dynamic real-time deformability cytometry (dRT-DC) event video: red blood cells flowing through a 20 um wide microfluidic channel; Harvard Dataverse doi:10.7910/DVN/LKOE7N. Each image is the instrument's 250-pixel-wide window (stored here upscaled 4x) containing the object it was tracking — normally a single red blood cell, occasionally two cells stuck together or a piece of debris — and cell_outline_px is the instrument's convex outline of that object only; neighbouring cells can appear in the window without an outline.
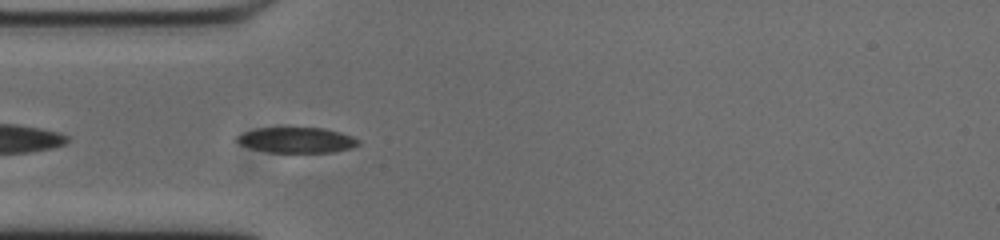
{"species": "common noctule bat (a hibernating species)", "species_latin": "Nyctalus noctula", "temperature_condition": "cold", "stored_images_in_passage": 41, "camera_frame_rate_fps": 3000, "um_per_image_px": 0.085, "animal": {"sex": "male", "body_mass_g": 20.0, "forearm_length_mm": 53.3}, "frame": {"image": 1, "passage_image": 3, "time_ms": 0.667, "image_size_px": [1000, 240], "cell_outline_px": [[360, 144], [352, 148], [332, 152], [268, 152], [240, 144], [236, 140], [236, 136], [244, 132], [256, 128], [324, 128], [340, 132], [352, 136], [360, 140]], "centroid_in_image_um": [25.26, 11.9], "position_along_channel_um": 59.7, "area_um2": 17.92}}
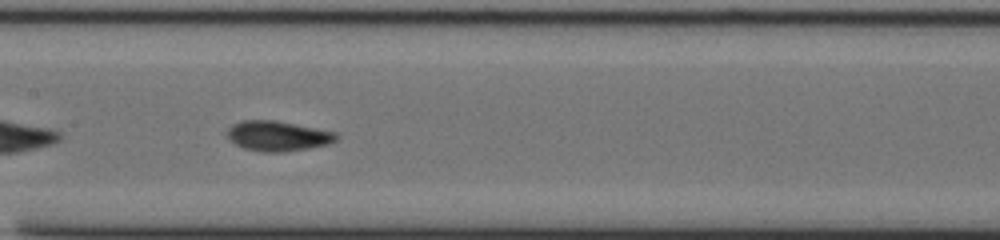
{"frame": {"image": 2, "passage_image": 13, "time_ms": 4.0, "image_size_px": [1000, 240], "cell_outline_px": [[340, 136], [336, 140], [328, 144], [280, 152], [264, 152], [244, 148], [236, 144], [224, 132], [232, 124], [240, 120], [276, 120], [336, 132]], "centroid_in_image_um": [23.59, 11.53], "position_along_channel_um": 183.8, "area_um2": 19.02}}
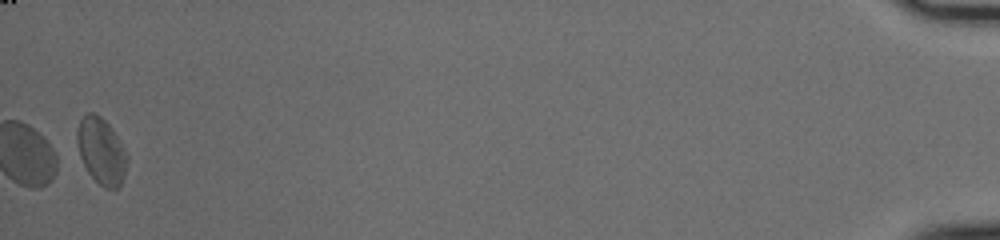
{"frame": {"image": 3, "passage_image": 41, "time_ms": 13.333, "image_size_px": [1000, 240], "cell_outline_px": [[128, 160], [124, 176], [120, 188], [104, 188], [88, 172], [80, 156], [76, 140], [76, 132], [80, 120], [88, 112], [92, 112], [100, 116], [112, 128], [120, 140], [128, 156]], "centroid_in_image_um": [8.62, 12.84], "position_along_channel_um": 426.6, "area_um2": 19.36}, "authors_computed_cell_mechanics": {"area_um2": 18.5538, "velocity_mm_per_s": 3.7243, "shape_relaxation_time_tau1_ms": 7.6793, "shape_relaxation_time_tau2_ms": 5.144, "deformation_change_tau1": 0.1335, "deformation_change_tau2": 0.1081}}